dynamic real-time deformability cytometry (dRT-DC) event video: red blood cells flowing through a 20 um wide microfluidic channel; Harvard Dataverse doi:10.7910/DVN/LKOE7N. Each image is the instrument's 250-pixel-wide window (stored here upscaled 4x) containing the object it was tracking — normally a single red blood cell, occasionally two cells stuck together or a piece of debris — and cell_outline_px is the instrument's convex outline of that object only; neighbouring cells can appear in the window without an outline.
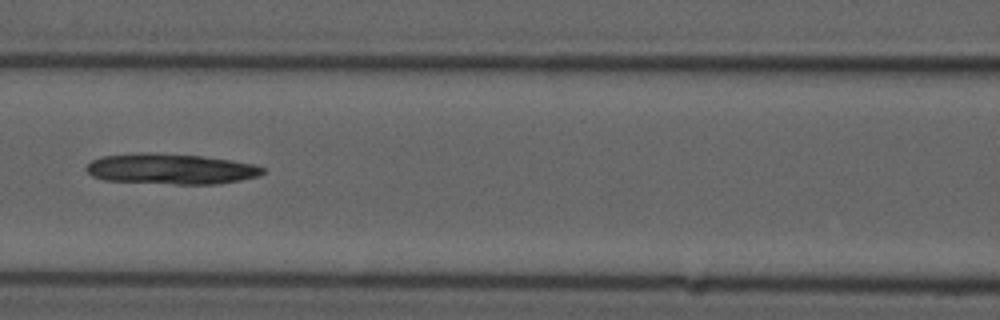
{"species": "common noctule bat (a hibernating species)", "species_latin": "Nyctalus noctula", "temperature_condition": "cold", "stored_images_in_passage": 3, "camera_frame_rate_fps": 3000, "um_per_image_px": 0.085, "animal": {"sex": "male", "forearm_length_mm": 52.5}, "frame": {"image": 1, "passage_image": 3, "time_ms": 2.333, "image_size_px": [1000, 320], "cell_outline_px": [[264, 172], [260, 176], [240, 180], [216, 184], [172, 184], [104, 180], [92, 176], [84, 168], [92, 160], [104, 156], [148, 152], [200, 156], [256, 164], [264, 168]], "centroid_in_image_um": [14.53, 14.37], "position_along_channel_um": 152.1, "area_um2": 31.27}}